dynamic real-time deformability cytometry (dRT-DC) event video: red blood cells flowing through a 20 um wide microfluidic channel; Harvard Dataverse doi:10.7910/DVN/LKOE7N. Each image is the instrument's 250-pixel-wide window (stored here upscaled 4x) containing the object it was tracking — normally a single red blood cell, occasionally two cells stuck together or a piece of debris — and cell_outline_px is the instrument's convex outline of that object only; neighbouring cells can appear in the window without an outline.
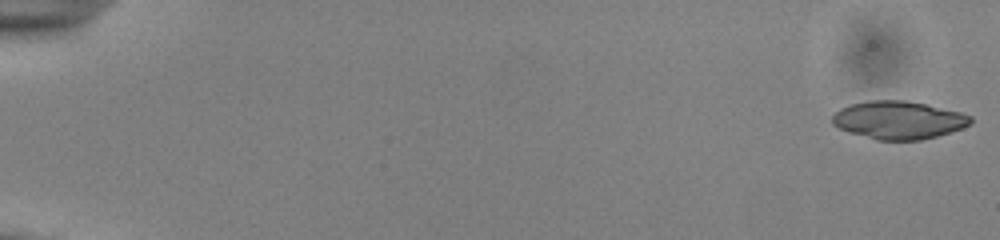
{"species": "common noctule bat (a hibernating species)", "species_latin": "Nyctalus noctula", "temperature_condition": "cold", "stored_images_in_passage": 41, "segment_of_instrument_passage": [1, 2], "camera_frame_rate_fps": 3000, "um_per_image_px": 0.085, "animal": {"sex": "male", "body_mass_g": 13.0, "forearm_length_mm": 53.1}, "frame": {"image": 1, "passage_image": 1, "time_ms": 0.0, "image_size_px": [1000, 240], "cell_outline_px": [[972, 124], [936, 136], [920, 140], [876, 140], [848, 132], [832, 124], [832, 116], [840, 108], [852, 104], [868, 100], [904, 100], [924, 104], [960, 112], [972, 116]], "centroid_in_image_um": [76.35, 10.2], "position_along_channel_um": 8.6, "area_um2": 30.4}}
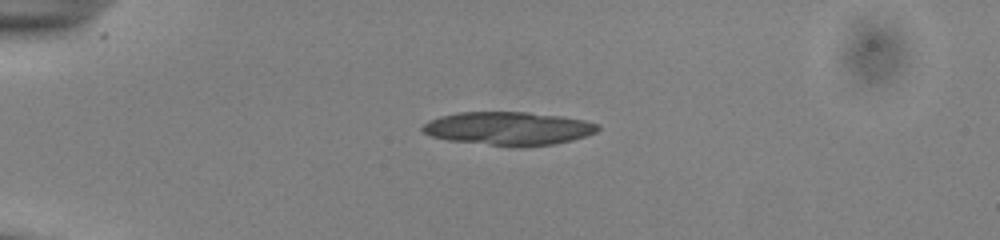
{"frame": {"image": 2, "passage_image": 14, "time_ms": 4.333, "image_size_px": [1000, 240], "cell_outline_px": [[600, 128], [596, 132], [572, 140], [552, 144], [520, 148], [508, 148], [448, 140], [432, 136], [424, 132], [420, 128], [428, 120], [440, 116], [456, 112], [528, 112], [564, 116], [584, 120], [600, 124]], "centroid_in_image_um": [43.21, 10.93], "position_along_channel_um": 41.8, "area_um2": 34.68}}